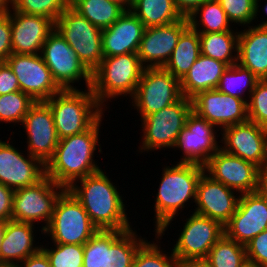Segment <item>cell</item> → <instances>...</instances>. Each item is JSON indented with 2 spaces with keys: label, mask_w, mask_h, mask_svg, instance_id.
Listing matches in <instances>:
<instances>
[{
  "label": "cell",
  "mask_w": 267,
  "mask_h": 267,
  "mask_svg": "<svg viewBox=\"0 0 267 267\" xmlns=\"http://www.w3.org/2000/svg\"><path fill=\"white\" fill-rule=\"evenodd\" d=\"M8 139H0V183L15 190L42 180L46 176L45 165L28 152L15 147L14 141H10L11 137Z\"/></svg>",
  "instance_id": "17"
},
{
  "label": "cell",
  "mask_w": 267,
  "mask_h": 267,
  "mask_svg": "<svg viewBox=\"0 0 267 267\" xmlns=\"http://www.w3.org/2000/svg\"><path fill=\"white\" fill-rule=\"evenodd\" d=\"M12 53L40 54L48 35L55 29V23L44 16L28 15L11 8Z\"/></svg>",
  "instance_id": "23"
},
{
  "label": "cell",
  "mask_w": 267,
  "mask_h": 267,
  "mask_svg": "<svg viewBox=\"0 0 267 267\" xmlns=\"http://www.w3.org/2000/svg\"><path fill=\"white\" fill-rule=\"evenodd\" d=\"M36 225L14 220L7 221L6 229L1 243V264H19L27 257L36 254L41 249L37 234L43 230H35ZM37 231V232H36ZM37 233V234H36ZM36 234V235H35Z\"/></svg>",
  "instance_id": "25"
},
{
  "label": "cell",
  "mask_w": 267,
  "mask_h": 267,
  "mask_svg": "<svg viewBox=\"0 0 267 267\" xmlns=\"http://www.w3.org/2000/svg\"><path fill=\"white\" fill-rule=\"evenodd\" d=\"M144 24L130 10L110 27L102 30L103 56L138 53Z\"/></svg>",
  "instance_id": "24"
},
{
  "label": "cell",
  "mask_w": 267,
  "mask_h": 267,
  "mask_svg": "<svg viewBox=\"0 0 267 267\" xmlns=\"http://www.w3.org/2000/svg\"><path fill=\"white\" fill-rule=\"evenodd\" d=\"M241 267H261V266H259L255 262L246 259L245 262L241 265Z\"/></svg>",
  "instance_id": "54"
},
{
  "label": "cell",
  "mask_w": 267,
  "mask_h": 267,
  "mask_svg": "<svg viewBox=\"0 0 267 267\" xmlns=\"http://www.w3.org/2000/svg\"><path fill=\"white\" fill-rule=\"evenodd\" d=\"M205 172L239 194L257 191L258 167L219 149L204 166Z\"/></svg>",
  "instance_id": "21"
},
{
  "label": "cell",
  "mask_w": 267,
  "mask_h": 267,
  "mask_svg": "<svg viewBox=\"0 0 267 267\" xmlns=\"http://www.w3.org/2000/svg\"><path fill=\"white\" fill-rule=\"evenodd\" d=\"M259 1H261V0H255V17H254V20L253 21L255 22L256 19H257L256 24H257L258 18H259V17H257L259 15L258 13H260L261 10H263L264 11L263 13H265L267 15V3L265 2L264 3L265 5L263 6L264 8H261V10H260L259 7H262V6H261V3ZM261 21L262 22H260L257 25H254V26H257V27H267V19L266 20H263V18H262Z\"/></svg>",
  "instance_id": "50"
},
{
  "label": "cell",
  "mask_w": 267,
  "mask_h": 267,
  "mask_svg": "<svg viewBox=\"0 0 267 267\" xmlns=\"http://www.w3.org/2000/svg\"><path fill=\"white\" fill-rule=\"evenodd\" d=\"M21 126L27 136L25 151L46 165L59 142L49 105L45 101L35 102L24 116Z\"/></svg>",
  "instance_id": "16"
},
{
  "label": "cell",
  "mask_w": 267,
  "mask_h": 267,
  "mask_svg": "<svg viewBox=\"0 0 267 267\" xmlns=\"http://www.w3.org/2000/svg\"><path fill=\"white\" fill-rule=\"evenodd\" d=\"M228 67L222 61L200 54L193 66L180 80L182 95L192 99L199 92L216 89L221 76Z\"/></svg>",
  "instance_id": "28"
},
{
  "label": "cell",
  "mask_w": 267,
  "mask_h": 267,
  "mask_svg": "<svg viewBox=\"0 0 267 267\" xmlns=\"http://www.w3.org/2000/svg\"><path fill=\"white\" fill-rule=\"evenodd\" d=\"M20 91L19 82L6 62H0V95Z\"/></svg>",
  "instance_id": "45"
},
{
  "label": "cell",
  "mask_w": 267,
  "mask_h": 267,
  "mask_svg": "<svg viewBox=\"0 0 267 267\" xmlns=\"http://www.w3.org/2000/svg\"><path fill=\"white\" fill-rule=\"evenodd\" d=\"M64 190L63 186L47 176L32 186L15 189L11 220L37 225L42 222L38 227L44 231L51 221L55 203Z\"/></svg>",
  "instance_id": "10"
},
{
  "label": "cell",
  "mask_w": 267,
  "mask_h": 267,
  "mask_svg": "<svg viewBox=\"0 0 267 267\" xmlns=\"http://www.w3.org/2000/svg\"><path fill=\"white\" fill-rule=\"evenodd\" d=\"M199 33L201 54L228 66L238 63L239 31Z\"/></svg>",
  "instance_id": "30"
},
{
  "label": "cell",
  "mask_w": 267,
  "mask_h": 267,
  "mask_svg": "<svg viewBox=\"0 0 267 267\" xmlns=\"http://www.w3.org/2000/svg\"><path fill=\"white\" fill-rule=\"evenodd\" d=\"M192 111L214 124L220 131L248 121L247 103L217 89L202 91L193 97Z\"/></svg>",
  "instance_id": "18"
},
{
  "label": "cell",
  "mask_w": 267,
  "mask_h": 267,
  "mask_svg": "<svg viewBox=\"0 0 267 267\" xmlns=\"http://www.w3.org/2000/svg\"><path fill=\"white\" fill-rule=\"evenodd\" d=\"M187 19L189 26L198 33L234 31L233 24L217 0L205 1Z\"/></svg>",
  "instance_id": "32"
},
{
  "label": "cell",
  "mask_w": 267,
  "mask_h": 267,
  "mask_svg": "<svg viewBox=\"0 0 267 267\" xmlns=\"http://www.w3.org/2000/svg\"><path fill=\"white\" fill-rule=\"evenodd\" d=\"M220 149L258 168L267 163V128L254 122L231 125L220 131Z\"/></svg>",
  "instance_id": "15"
},
{
  "label": "cell",
  "mask_w": 267,
  "mask_h": 267,
  "mask_svg": "<svg viewBox=\"0 0 267 267\" xmlns=\"http://www.w3.org/2000/svg\"><path fill=\"white\" fill-rule=\"evenodd\" d=\"M239 197L237 191L214 180L204 171L197 183L196 206L193 205V212L225 226L236 211Z\"/></svg>",
  "instance_id": "20"
},
{
  "label": "cell",
  "mask_w": 267,
  "mask_h": 267,
  "mask_svg": "<svg viewBox=\"0 0 267 267\" xmlns=\"http://www.w3.org/2000/svg\"><path fill=\"white\" fill-rule=\"evenodd\" d=\"M176 267H198V263L193 264H179Z\"/></svg>",
  "instance_id": "55"
},
{
  "label": "cell",
  "mask_w": 267,
  "mask_h": 267,
  "mask_svg": "<svg viewBox=\"0 0 267 267\" xmlns=\"http://www.w3.org/2000/svg\"><path fill=\"white\" fill-rule=\"evenodd\" d=\"M20 267H51L46 254L40 249L36 254L19 263Z\"/></svg>",
  "instance_id": "47"
},
{
  "label": "cell",
  "mask_w": 267,
  "mask_h": 267,
  "mask_svg": "<svg viewBox=\"0 0 267 267\" xmlns=\"http://www.w3.org/2000/svg\"><path fill=\"white\" fill-rule=\"evenodd\" d=\"M104 114L85 132L60 139L52 158L45 165V175L56 184L68 189L74 182L99 172L94 160L99 148V133ZM99 145V146H98Z\"/></svg>",
  "instance_id": "2"
},
{
  "label": "cell",
  "mask_w": 267,
  "mask_h": 267,
  "mask_svg": "<svg viewBox=\"0 0 267 267\" xmlns=\"http://www.w3.org/2000/svg\"><path fill=\"white\" fill-rule=\"evenodd\" d=\"M183 97L180 80L163 67L145 68L136 91L129 102L134 110L144 118L162 110Z\"/></svg>",
  "instance_id": "11"
},
{
  "label": "cell",
  "mask_w": 267,
  "mask_h": 267,
  "mask_svg": "<svg viewBox=\"0 0 267 267\" xmlns=\"http://www.w3.org/2000/svg\"><path fill=\"white\" fill-rule=\"evenodd\" d=\"M0 267H20L19 264H1Z\"/></svg>",
  "instance_id": "56"
},
{
  "label": "cell",
  "mask_w": 267,
  "mask_h": 267,
  "mask_svg": "<svg viewBox=\"0 0 267 267\" xmlns=\"http://www.w3.org/2000/svg\"><path fill=\"white\" fill-rule=\"evenodd\" d=\"M130 11L145 28L171 24L184 18L173 0H133Z\"/></svg>",
  "instance_id": "31"
},
{
  "label": "cell",
  "mask_w": 267,
  "mask_h": 267,
  "mask_svg": "<svg viewBox=\"0 0 267 267\" xmlns=\"http://www.w3.org/2000/svg\"><path fill=\"white\" fill-rule=\"evenodd\" d=\"M248 120L267 128V79L259 80L247 103Z\"/></svg>",
  "instance_id": "41"
},
{
  "label": "cell",
  "mask_w": 267,
  "mask_h": 267,
  "mask_svg": "<svg viewBox=\"0 0 267 267\" xmlns=\"http://www.w3.org/2000/svg\"><path fill=\"white\" fill-rule=\"evenodd\" d=\"M7 221L0 220V249H1V243L4 236V232L6 229ZM0 265H1V254H0Z\"/></svg>",
  "instance_id": "53"
},
{
  "label": "cell",
  "mask_w": 267,
  "mask_h": 267,
  "mask_svg": "<svg viewBox=\"0 0 267 267\" xmlns=\"http://www.w3.org/2000/svg\"><path fill=\"white\" fill-rule=\"evenodd\" d=\"M161 239H163L162 236L156 232L154 239L156 241L146 240L137 250L132 267H176L178 262L172 249H170L171 254L166 250L163 251L165 248L160 247Z\"/></svg>",
  "instance_id": "36"
},
{
  "label": "cell",
  "mask_w": 267,
  "mask_h": 267,
  "mask_svg": "<svg viewBox=\"0 0 267 267\" xmlns=\"http://www.w3.org/2000/svg\"><path fill=\"white\" fill-rule=\"evenodd\" d=\"M182 230V231H181ZM172 252L179 264L202 263L210 249L223 236L224 226L209 217L192 212L186 218Z\"/></svg>",
  "instance_id": "9"
},
{
  "label": "cell",
  "mask_w": 267,
  "mask_h": 267,
  "mask_svg": "<svg viewBox=\"0 0 267 267\" xmlns=\"http://www.w3.org/2000/svg\"><path fill=\"white\" fill-rule=\"evenodd\" d=\"M69 5L70 0H11L13 10L28 15L44 16L54 23Z\"/></svg>",
  "instance_id": "39"
},
{
  "label": "cell",
  "mask_w": 267,
  "mask_h": 267,
  "mask_svg": "<svg viewBox=\"0 0 267 267\" xmlns=\"http://www.w3.org/2000/svg\"><path fill=\"white\" fill-rule=\"evenodd\" d=\"M257 192L267 199V163L258 168Z\"/></svg>",
  "instance_id": "49"
},
{
  "label": "cell",
  "mask_w": 267,
  "mask_h": 267,
  "mask_svg": "<svg viewBox=\"0 0 267 267\" xmlns=\"http://www.w3.org/2000/svg\"><path fill=\"white\" fill-rule=\"evenodd\" d=\"M201 54L199 33L190 26L180 35L169 60L163 67L181 80Z\"/></svg>",
  "instance_id": "29"
},
{
  "label": "cell",
  "mask_w": 267,
  "mask_h": 267,
  "mask_svg": "<svg viewBox=\"0 0 267 267\" xmlns=\"http://www.w3.org/2000/svg\"><path fill=\"white\" fill-rule=\"evenodd\" d=\"M35 101L22 91L0 95V124L20 125ZM17 123V124H16Z\"/></svg>",
  "instance_id": "37"
},
{
  "label": "cell",
  "mask_w": 267,
  "mask_h": 267,
  "mask_svg": "<svg viewBox=\"0 0 267 267\" xmlns=\"http://www.w3.org/2000/svg\"><path fill=\"white\" fill-rule=\"evenodd\" d=\"M191 111L192 99L183 96L178 102L140 118L142 143L137 152L172 149Z\"/></svg>",
  "instance_id": "7"
},
{
  "label": "cell",
  "mask_w": 267,
  "mask_h": 267,
  "mask_svg": "<svg viewBox=\"0 0 267 267\" xmlns=\"http://www.w3.org/2000/svg\"><path fill=\"white\" fill-rule=\"evenodd\" d=\"M189 27L186 17L163 26L145 28L138 57L145 68L164 67L169 60L180 35Z\"/></svg>",
  "instance_id": "22"
},
{
  "label": "cell",
  "mask_w": 267,
  "mask_h": 267,
  "mask_svg": "<svg viewBox=\"0 0 267 267\" xmlns=\"http://www.w3.org/2000/svg\"><path fill=\"white\" fill-rule=\"evenodd\" d=\"M267 229V199L257 191L240 194L235 213L224 226V234L246 245Z\"/></svg>",
  "instance_id": "19"
},
{
  "label": "cell",
  "mask_w": 267,
  "mask_h": 267,
  "mask_svg": "<svg viewBox=\"0 0 267 267\" xmlns=\"http://www.w3.org/2000/svg\"><path fill=\"white\" fill-rule=\"evenodd\" d=\"M14 189L0 183V220L9 221L12 218Z\"/></svg>",
  "instance_id": "46"
},
{
  "label": "cell",
  "mask_w": 267,
  "mask_h": 267,
  "mask_svg": "<svg viewBox=\"0 0 267 267\" xmlns=\"http://www.w3.org/2000/svg\"><path fill=\"white\" fill-rule=\"evenodd\" d=\"M104 230H98L85 244L83 267H103Z\"/></svg>",
  "instance_id": "42"
},
{
  "label": "cell",
  "mask_w": 267,
  "mask_h": 267,
  "mask_svg": "<svg viewBox=\"0 0 267 267\" xmlns=\"http://www.w3.org/2000/svg\"><path fill=\"white\" fill-rule=\"evenodd\" d=\"M258 81L259 79L249 69L235 63L225 70L216 89L248 103L250 94Z\"/></svg>",
  "instance_id": "34"
},
{
  "label": "cell",
  "mask_w": 267,
  "mask_h": 267,
  "mask_svg": "<svg viewBox=\"0 0 267 267\" xmlns=\"http://www.w3.org/2000/svg\"><path fill=\"white\" fill-rule=\"evenodd\" d=\"M198 267H206L203 263H198Z\"/></svg>",
  "instance_id": "57"
},
{
  "label": "cell",
  "mask_w": 267,
  "mask_h": 267,
  "mask_svg": "<svg viewBox=\"0 0 267 267\" xmlns=\"http://www.w3.org/2000/svg\"><path fill=\"white\" fill-rule=\"evenodd\" d=\"M114 184L107 173L100 170L77 180L68 190L82 204L91 222L99 230L126 231L132 228L125 208L127 200L125 203L119 188Z\"/></svg>",
  "instance_id": "1"
},
{
  "label": "cell",
  "mask_w": 267,
  "mask_h": 267,
  "mask_svg": "<svg viewBox=\"0 0 267 267\" xmlns=\"http://www.w3.org/2000/svg\"><path fill=\"white\" fill-rule=\"evenodd\" d=\"M67 89L45 102L52 110L58 139L88 130L104 113L92 89Z\"/></svg>",
  "instance_id": "5"
},
{
  "label": "cell",
  "mask_w": 267,
  "mask_h": 267,
  "mask_svg": "<svg viewBox=\"0 0 267 267\" xmlns=\"http://www.w3.org/2000/svg\"><path fill=\"white\" fill-rule=\"evenodd\" d=\"M70 6L102 30L113 25L126 11L110 0H70Z\"/></svg>",
  "instance_id": "33"
},
{
  "label": "cell",
  "mask_w": 267,
  "mask_h": 267,
  "mask_svg": "<svg viewBox=\"0 0 267 267\" xmlns=\"http://www.w3.org/2000/svg\"><path fill=\"white\" fill-rule=\"evenodd\" d=\"M159 188L154 199V231L162 237L186 205L196 202L197 183L205 171L198 164L177 162L162 168ZM191 200V201H190Z\"/></svg>",
  "instance_id": "3"
},
{
  "label": "cell",
  "mask_w": 267,
  "mask_h": 267,
  "mask_svg": "<svg viewBox=\"0 0 267 267\" xmlns=\"http://www.w3.org/2000/svg\"><path fill=\"white\" fill-rule=\"evenodd\" d=\"M47 242L48 246L41 244V250L51 267H83L84 245L51 243L53 245L49 247Z\"/></svg>",
  "instance_id": "38"
},
{
  "label": "cell",
  "mask_w": 267,
  "mask_h": 267,
  "mask_svg": "<svg viewBox=\"0 0 267 267\" xmlns=\"http://www.w3.org/2000/svg\"><path fill=\"white\" fill-rule=\"evenodd\" d=\"M55 29L91 73L100 65L104 58L102 29L90 23L70 5L55 21Z\"/></svg>",
  "instance_id": "8"
},
{
  "label": "cell",
  "mask_w": 267,
  "mask_h": 267,
  "mask_svg": "<svg viewBox=\"0 0 267 267\" xmlns=\"http://www.w3.org/2000/svg\"><path fill=\"white\" fill-rule=\"evenodd\" d=\"M233 26L254 25L255 0H217Z\"/></svg>",
  "instance_id": "40"
},
{
  "label": "cell",
  "mask_w": 267,
  "mask_h": 267,
  "mask_svg": "<svg viewBox=\"0 0 267 267\" xmlns=\"http://www.w3.org/2000/svg\"><path fill=\"white\" fill-rule=\"evenodd\" d=\"M245 247L247 260L267 267V229L255 236Z\"/></svg>",
  "instance_id": "43"
},
{
  "label": "cell",
  "mask_w": 267,
  "mask_h": 267,
  "mask_svg": "<svg viewBox=\"0 0 267 267\" xmlns=\"http://www.w3.org/2000/svg\"><path fill=\"white\" fill-rule=\"evenodd\" d=\"M98 230L82 204L65 189L55 203L43 235L50 237L51 243L84 245Z\"/></svg>",
  "instance_id": "6"
},
{
  "label": "cell",
  "mask_w": 267,
  "mask_h": 267,
  "mask_svg": "<svg viewBox=\"0 0 267 267\" xmlns=\"http://www.w3.org/2000/svg\"><path fill=\"white\" fill-rule=\"evenodd\" d=\"M219 131L214 124L191 111L173 146L175 151L180 150L183 155L178 162L198 164L204 167L220 149V140L218 141L220 133L217 135Z\"/></svg>",
  "instance_id": "13"
},
{
  "label": "cell",
  "mask_w": 267,
  "mask_h": 267,
  "mask_svg": "<svg viewBox=\"0 0 267 267\" xmlns=\"http://www.w3.org/2000/svg\"><path fill=\"white\" fill-rule=\"evenodd\" d=\"M144 69L137 53L104 57L92 72L91 89L98 104L106 110L108 101L132 98Z\"/></svg>",
  "instance_id": "4"
},
{
  "label": "cell",
  "mask_w": 267,
  "mask_h": 267,
  "mask_svg": "<svg viewBox=\"0 0 267 267\" xmlns=\"http://www.w3.org/2000/svg\"><path fill=\"white\" fill-rule=\"evenodd\" d=\"M183 17H188L207 0H173Z\"/></svg>",
  "instance_id": "48"
},
{
  "label": "cell",
  "mask_w": 267,
  "mask_h": 267,
  "mask_svg": "<svg viewBox=\"0 0 267 267\" xmlns=\"http://www.w3.org/2000/svg\"><path fill=\"white\" fill-rule=\"evenodd\" d=\"M110 1L121 5L126 11H129L131 9L133 0H110Z\"/></svg>",
  "instance_id": "52"
},
{
  "label": "cell",
  "mask_w": 267,
  "mask_h": 267,
  "mask_svg": "<svg viewBox=\"0 0 267 267\" xmlns=\"http://www.w3.org/2000/svg\"><path fill=\"white\" fill-rule=\"evenodd\" d=\"M134 229L104 230L103 267H132L137 250L147 240Z\"/></svg>",
  "instance_id": "27"
},
{
  "label": "cell",
  "mask_w": 267,
  "mask_h": 267,
  "mask_svg": "<svg viewBox=\"0 0 267 267\" xmlns=\"http://www.w3.org/2000/svg\"><path fill=\"white\" fill-rule=\"evenodd\" d=\"M246 259L245 245L223 234L202 263L206 267H241Z\"/></svg>",
  "instance_id": "35"
},
{
  "label": "cell",
  "mask_w": 267,
  "mask_h": 267,
  "mask_svg": "<svg viewBox=\"0 0 267 267\" xmlns=\"http://www.w3.org/2000/svg\"><path fill=\"white\" fill-rule=\"evenodd\" d=\"M238 63L259 80L267 79V27L250 25L239 30Z\"/></svg>",
  "instance_id": "26"
},
{
  "label": "cell",
  "mask_w": 267,
  "mask_h": 267,
  "mask_svg": "<svg viewBox=\"0 0 267 267\" xmlns=\"http://www.w3.org/2000/svg\"><path fill=\"white\" fill-rule=\"evenodd\" d=\"M5 62L16 75L20 91L28 94L35 102L46 101L62 90L40 54L12 53Z\"/></svg>",
  "instance_id": "14"
},
{
  "label": "cell",
  "mask_w": 267,
  "mask_h": 267,
  "mask_svg": "<svg viewBox=\"0 0 267 267\" xmlns=\"http://www.w3.org/2000/svg\"><path fill=\"white\" fill-rule=\"evenodd\" d=\"M12 54L11 21L8 14L0 15V62Z\"/></svg>",
  "instance_id": "44"
},
{
  "label": "cell",
  "mask_w": 267,
  "mask_h": 267,
  "mask_svg": "<svg viewBox=\"0 0 267 267\" xmlns=\"http://www.w3.org/2000/svg\"><path fill=\"white\" fill-rule=\"evenodd\" d=\"M43 61L62 90L78 89L74 84L84 82L87 89L92 86V73L79 60L66 40L54 29L42 46Z\"/></svg>",
  "instance_id": "12"
},
{
  "label": "cell",
  "mask_w": 267,
  "mask_h": 267,
  "mask_svg": "<svg viewBox=\"0 0 267 267\" xmlns=\"http://www.w3.org/2000/svg\"><path fill=\"white\" fill-rule=\"evenodd\" d=\"M11 10V0H0V15L8 14Z\"/></svg>",
  "instance_id": "51"
}]
</instances>
